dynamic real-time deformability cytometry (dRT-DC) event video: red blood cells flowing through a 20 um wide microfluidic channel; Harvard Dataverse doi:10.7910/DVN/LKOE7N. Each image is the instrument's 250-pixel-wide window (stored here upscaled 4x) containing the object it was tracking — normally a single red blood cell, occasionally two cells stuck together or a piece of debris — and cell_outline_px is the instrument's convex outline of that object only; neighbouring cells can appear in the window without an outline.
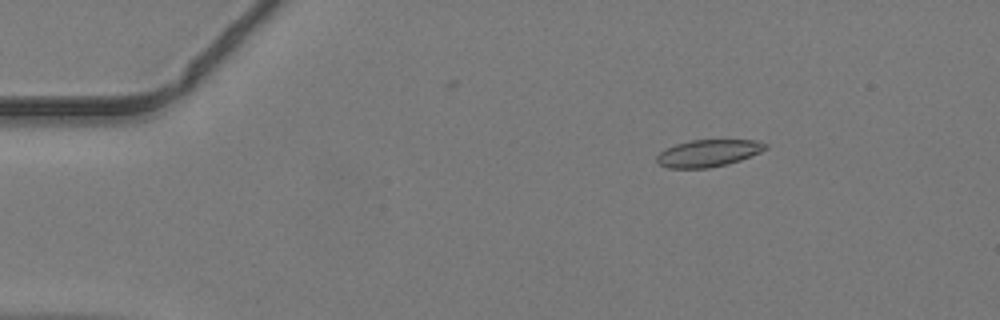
{"species": "common noctule bat (a hibernating species)", "species_latin": "Nyctalus noctula", "temperature_condition": "warm", "stored_images_in_passage": 49, "camera_frame_rate_fps": 3000, "um_per_image_px": 0.085, "animal": {"sex": "male", "body_mass_g": 19.2, "forearm_length_mm": 51.8}, "frame": {"image": 1, "passage_image": 8, "time_ms": 2.333, "image_size_px": [1000, 320], "cell_outline_px": [[768, 148], [760, 152], [740, 160], [728, 164], [708, 168], [668, 168], [660, 164], [656, 160], [656, 156], [660, 152], [676, 144], [692, 140], [756, 140], [768, 144]], "centroid_in_image_um": [60.22, 13.02], "position_along_channel_um": 24.8, "area_um2": 17.05}}
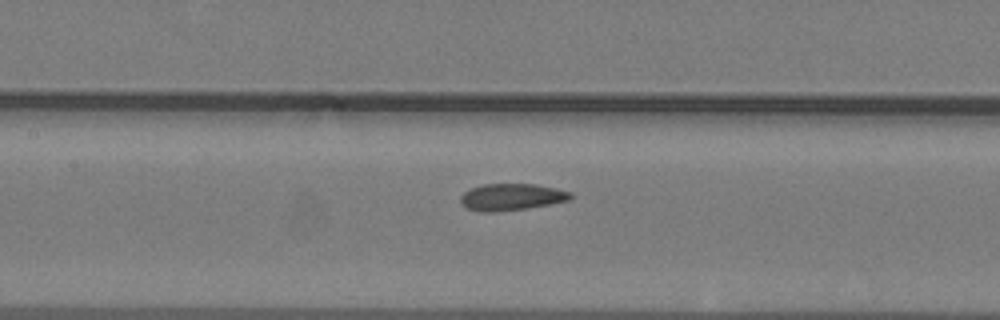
{"frame": {"image": 2, "passage_image": 23, "time_ms": 7.333, "image_size_px": [1000, 320], "cell_outline_px": [[572, 196], [568, 200], [552, 204], [496, 212], [480, 212], [468, 208], [460, 200], [460, 196], [464, 192], [472, 188], [484, 184], [536, 184], [556, 188], [572, 192]], "centroid_in_image_um": [43.49, 16.74], "position_along_channel_um": 163.9, "area_um2": 17.05}}
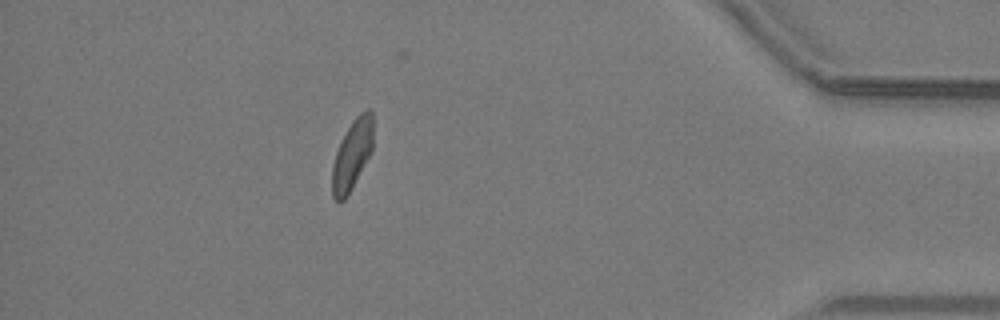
{"frame": {"image": 3, "passage_image": 43, "time_ms": 14.0, "image_size_px": [1000, 320], "cell_outline_px": [[372, 152], [344, 200], [340, 204], [332, 196], [332, 168], [336, 152], [352, 120], [360, 112], [368, 108], [372, 112]], "centroid_in_image_um": [29.93, 13.16], "position_along_channel_um": 405.3, "area_um2": 16.42}}